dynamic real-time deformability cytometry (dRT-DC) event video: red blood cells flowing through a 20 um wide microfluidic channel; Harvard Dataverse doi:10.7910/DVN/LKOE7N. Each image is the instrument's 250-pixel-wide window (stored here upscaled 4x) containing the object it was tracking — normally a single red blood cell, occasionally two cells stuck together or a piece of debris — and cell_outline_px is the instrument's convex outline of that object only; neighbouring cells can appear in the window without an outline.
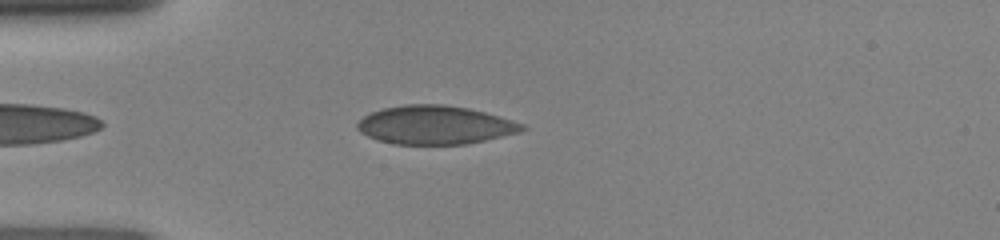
{"species": "human", "species_latin": "Homo sapiens", "temperature_condition": "room temperature", "stored_images_in_passage": 37, "camera_frame_rate_fps": 3000, "um_per_image_px": 0.085, "donor": {"sex": "female"}, "frame": {"image": 1, "passage_image": 5, "time_ms": 1.333, "image_size_px": [1000, 240], "cell_outline_px": [[528, 128], [520, 132], [468, 144], [392, 144], [376, 140], [360, 132], [356, 128], [356, 124], [364, 116], [372, 112], [384, 108], [404, 104], [444, 104], [468, 108], [500, 116], [524, 124]], "centroid_in_image_um": [36.98, 10.62], "position_along_channel_um": 48.0, "area_um2": 37.17}}
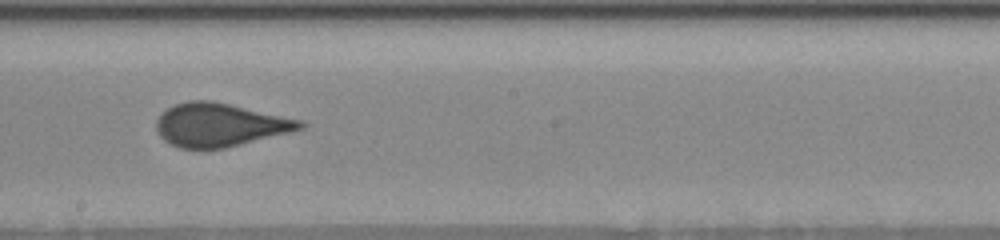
{"frame": {"image": 2, "passage_image": 19, "time_ms": 6.0, "image_size_px": [1000, 240], "cell_outline_px": [[308, 124], [304, 128], [224, 148], [180, 148], [164, 140], [160, 136], [156, 128], [156, 120], [168, 108], [176, 104], [188, 100], [212, 100], [304, 120]], "centroid_in_image_um": [18.7, 10.6], "position_along_channel_um": 229.5, "area_um2": 36.07}}
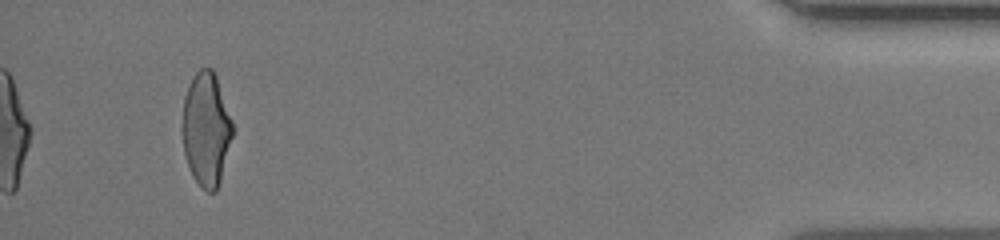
{"frame": {"image": 3, "passage_image": 37, "time_ms": 12.0, "image_size_px": [1000, 240], "cell_outline_px": [[232, 136], [220, 180], [216, 192], [208, 192], [192, 176], [184, 152], [180, 128], [184, 96], [196, 72], [200, 68], [212, 68], [216, 76], [232, 120]], "centroid_in_image_um": [17.5, 10.97], "position_along_channel_um": 417.7, "area_um2": 33.12}}